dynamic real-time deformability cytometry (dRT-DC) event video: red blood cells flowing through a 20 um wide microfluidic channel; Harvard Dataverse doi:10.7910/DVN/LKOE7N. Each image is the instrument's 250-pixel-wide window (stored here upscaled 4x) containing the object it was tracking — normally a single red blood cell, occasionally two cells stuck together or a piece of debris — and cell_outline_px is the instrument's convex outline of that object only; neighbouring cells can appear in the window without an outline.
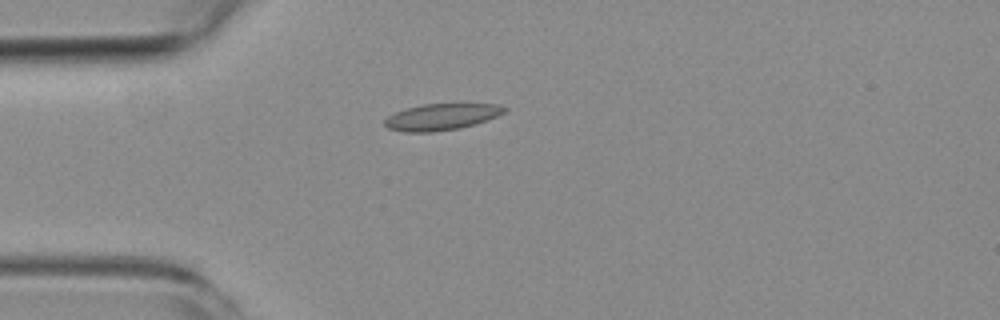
{"species": "common noctule bat (a hibernating species)", "species_latin": "Nyctalus noctula", "temperature_condition": "room temperature", "stored_images_in_passage": 3, "camera_frame_rate_fps": 3000, "um_per_image_px": 0.085, "animal": {"sex": "female", "body_mass_g": 19.3, "forearm_length_mm": 54.1}, "frame": {"image": 1, "passage_image": 3, "time_ms": 3.333, "image_size_px": [1000, 320], "cell_outline_px": [[508, 108], [504, 112], [496, 116], [460, 128], [432, 132], [404, 132], [388, 128], [384, 124], [384, 120], [388, 116], [396, 112], [408, 108], [424, 104], [496, 104]], "centroid_in_image_um": [37.49, 9.94], "position_along_channel_um": 47.5, "area_um2": 18.09}}